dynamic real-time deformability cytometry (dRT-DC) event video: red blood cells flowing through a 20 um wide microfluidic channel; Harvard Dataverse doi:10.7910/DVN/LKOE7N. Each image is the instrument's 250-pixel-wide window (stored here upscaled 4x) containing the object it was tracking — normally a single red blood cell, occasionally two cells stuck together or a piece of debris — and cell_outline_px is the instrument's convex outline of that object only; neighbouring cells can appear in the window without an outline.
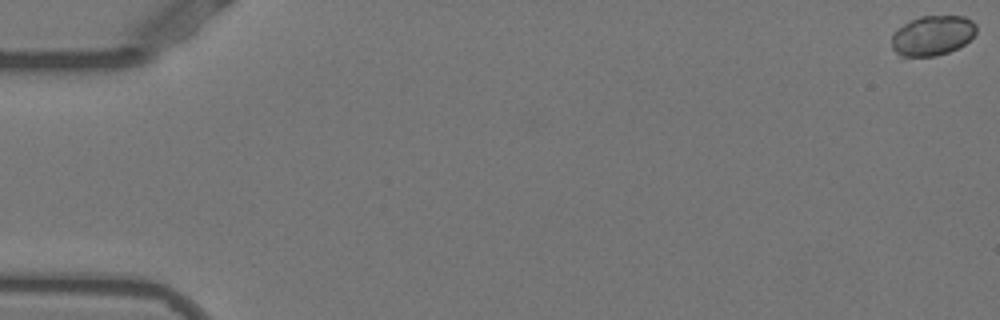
{"species": "Egyptian fruit bat (a non-hibernating species)", "species_latin": "Rousettus aegyptiacus", "temperature_condition": "warm", "stored_images_in_passage": 54, "camera_frame_rate_fps": 3000, "um_per_image_px": 0.085, "animal": {"sex": "female"}, "frame": {"image": 1, "passage_image": 1, "time_ms": 0.0, "image_size_px": [1000, 320], "cell_outline_px": [[976, 32], [964, 44], [948, 52], [936, 56], [900, 56], [892, 48], [892, 32], [896, 28], [920, 16], [964, 16], [972, 20], [976, 24]], "centroid_in_image_um": [79.24, 3.01], "position_along_channel_um": 5.8, "area_um2": 19.65}}
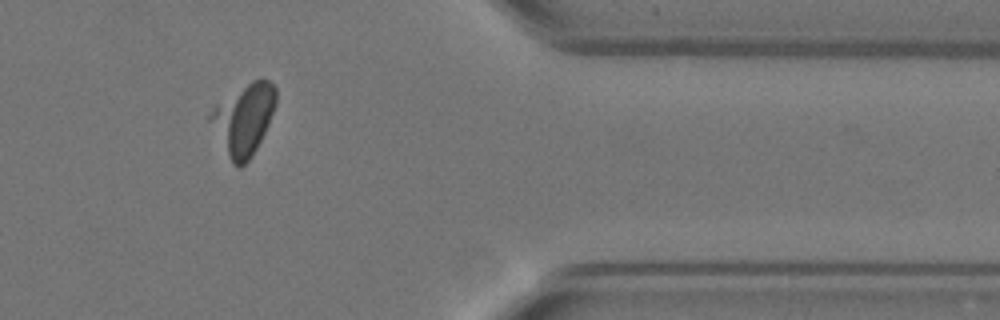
{"frame": {"image": 2, "passage_image": 45, "time_ms": 14.667, "image_size_px": [1000, 320], "cell_outline_px": [[276, 104], [268, 124], [252, 156], [240, 168], [236, 168], [232, 164], [208, 120], [208, 116], [212, 108], [216, 104], [252, 80], [268, 80], [276, 88]], "centroid_in_image_um": [20.7, 10.15], "position_along_channel_um": 390.7, "area_um2": 26.76}}
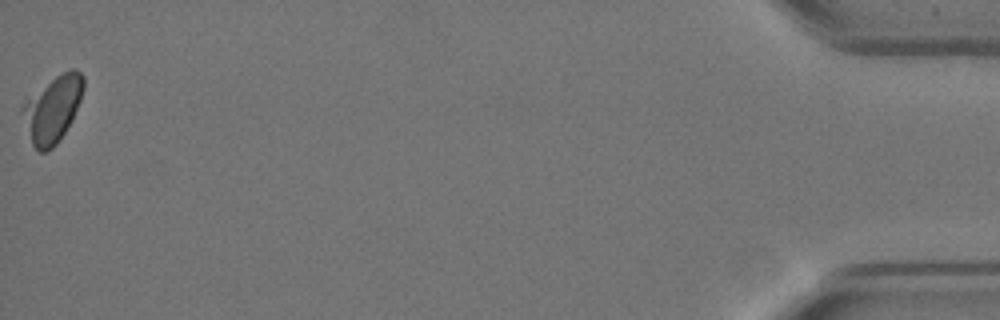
{"frame": {"image": 3, "passage_image": 54, "time_ms": 17.667, "image_size_px": [1000, 320], "cell_outline_px": [[84, 88], [80, 100], [72, 120], [56, 144], [52, 148], [44, 152], [40, 152], [32, 144], [20, 108], [28, 100], [56, 76], [72, 68], [76, 68], [84, 76]], "centroid_in_image_um": [4.51, 9.27], "position_along_channel_um": 430.7, "area_um2": 22.83}}